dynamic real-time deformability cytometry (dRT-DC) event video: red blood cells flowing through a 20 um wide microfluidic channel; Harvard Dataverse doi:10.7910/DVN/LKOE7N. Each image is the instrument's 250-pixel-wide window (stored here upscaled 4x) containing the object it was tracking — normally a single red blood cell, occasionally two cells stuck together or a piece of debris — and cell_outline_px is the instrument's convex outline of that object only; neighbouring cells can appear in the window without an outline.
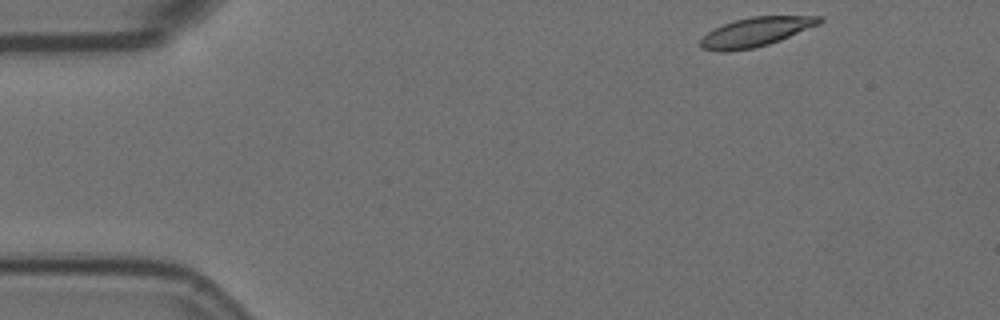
{"species": "Egyptian fruit bat (a non-hibernating species)", "species_latin": "Rousettus aegyptiacus", "temperature_condition": "room temperature", "stored_images_in_passage": 3, "camera_frame_rate_fps": 3000, "um_per_image_px": 0.085, "animal": {"sex": "female"}, "frame": {"image": 1, "passage_image": 1, "time_ms": 0.0, "image_size_px": [1000, 320], "cell_outline_px": [[824, 20], [820, 24], [780, 40], [768, 44], [752, 48], [728, 52], [716, 52], [700, 48], [700, 40], [708, 32], [724, 24], [736, 20], [752, 16], [824, 16]], "centroid_in_image_um": [64.25, 2.72], "position_along_channel_um": 20.8, "area_um2": 20.17}}
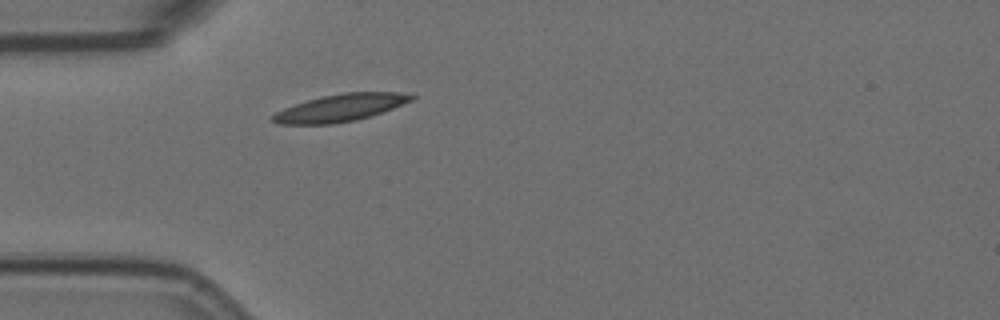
{"frame": {"image": 2, "passage_image": 3, "time_ms": 0.667, "image_size_px": [1000, 320], "cell_outline_px": [[416, 96], [412, 100], [372, 116], [356, 120], [332, 124], [276, 124], [272, 120], [272, 116], [276, 112], [284, 108], [320, 96], [344, 92], [396, 92]], "centroid_in_image_um": [28.91, 9.16], "position_along_channel_um": 56.1, "area_um2": 21.91}}